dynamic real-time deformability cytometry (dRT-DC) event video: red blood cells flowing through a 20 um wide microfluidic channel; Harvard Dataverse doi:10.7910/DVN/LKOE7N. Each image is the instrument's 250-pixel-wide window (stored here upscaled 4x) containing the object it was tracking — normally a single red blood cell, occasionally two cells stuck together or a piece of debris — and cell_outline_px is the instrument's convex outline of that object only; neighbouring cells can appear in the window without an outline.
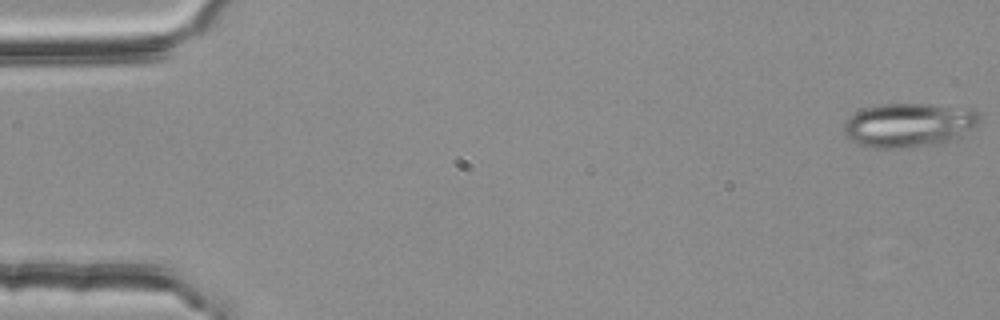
{"species": "common noctule bat (a hibernating species)", "species_latin": "Nyctalus noctula", "temperature_condition": "room temperature", "stored_images_in_passage": 4, "camera_frame_rate_fps": 3000, "um_per_image_px": 0.085, "animal": {"sex": "female", "body_mass_g": 25.1}, "frame": {"image": 1, "passage_image": 1, "time_ms": 0.0, "image_size_px": [1000, 320], "cell_outline_px": [[980, 124], [976, 128], [960, 136], [948, 140], [904, 148], [872, 148], [860, 144], [844, 136], [844, 124], [856, 112], [868, 108], [884, 104], [928, 104], [972, 108], [976, 112], [980, 120]], "centroid_in_image_um": [77.28, 10.62], "position_along_channel_um": 7.7, "area_um2": 34.39}}